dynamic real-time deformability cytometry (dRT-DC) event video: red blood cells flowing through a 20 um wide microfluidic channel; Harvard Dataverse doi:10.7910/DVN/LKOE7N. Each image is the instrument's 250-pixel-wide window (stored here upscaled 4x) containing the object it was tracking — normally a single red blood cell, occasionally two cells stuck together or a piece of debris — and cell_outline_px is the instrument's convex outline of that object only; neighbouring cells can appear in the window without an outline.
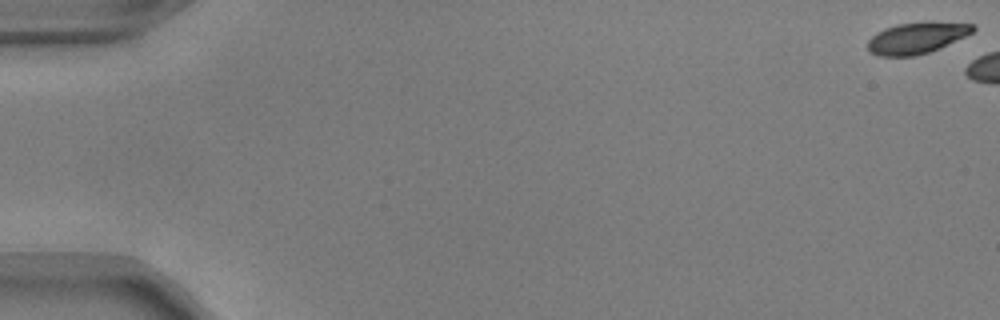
{"species": "common noctule bat (a hibernating species)", "species_latin": "Nyctalus noctula", "temperature_condition": "warm", "stored_images_in_passage": 5, "camera_frame_rate_fps": 3000, "um_per_image_px": 0.085, "animal": {"sex": "male", "body_mass_g": 17.9, "forearm_length_mm": 54.2}, "frame": {"image": 1, "passage_image": 1, "time_ms": 0.0, "image_size_px": [1000, 320], "cell_outline_px": [[976, 28], [972, 32], [940, 48], [916, 56], [880, 56], [872, 52], [868, 48], [868, 40], [876, 32], [884, 28], [896, 24], [972, 24]], "centroid_in_image_um": [77.84, 3.27], "position_along_channel_um": 7.2, "area_um2": 18.26}}